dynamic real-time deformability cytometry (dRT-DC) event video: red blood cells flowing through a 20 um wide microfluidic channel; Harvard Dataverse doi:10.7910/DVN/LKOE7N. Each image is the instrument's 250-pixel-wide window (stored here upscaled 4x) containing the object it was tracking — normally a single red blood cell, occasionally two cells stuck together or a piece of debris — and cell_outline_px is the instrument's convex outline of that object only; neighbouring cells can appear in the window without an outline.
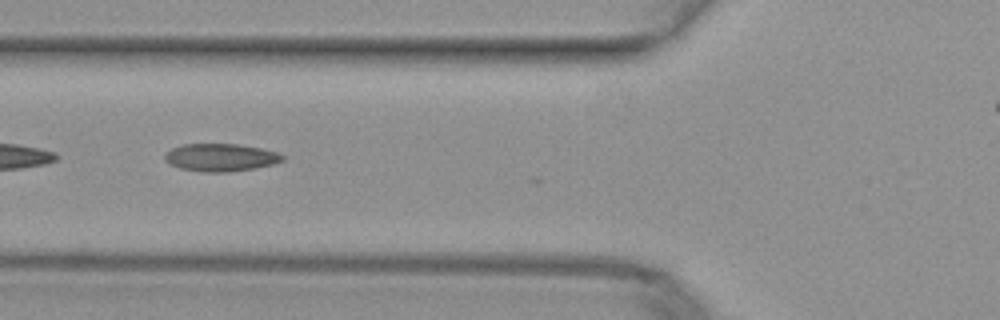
{"species": "common noctule bat (a hibernating species)", "species_latin": "Nyctalus noctula", "temperature_condition": "warm", "stored_images_in_passage": 8, "camera_frame_rate_fps": 3000, "um_per_image_px": 0.085, "animal": {"sex": "female", "body_mass_g": 29.2, "forearm_length_mm": 56.3}, "frame": {"image": 1, "passage_image": 5, "time_ms": 1.333, "image_size_px": [1000, 320], "cell_outline_px": [[284, 160], [272, 164], [256, 168], [228, 172], [204, 172], [180, 168], [164, 160], [164, 156], [172, 148], [184, 144], [240, 144], [260, 148], [276, 152], [284, 156]], "centroid_in_image_um": [18.77, 13.38], "position_along_channel_um": 107.0, "area_um2": 18.84}}